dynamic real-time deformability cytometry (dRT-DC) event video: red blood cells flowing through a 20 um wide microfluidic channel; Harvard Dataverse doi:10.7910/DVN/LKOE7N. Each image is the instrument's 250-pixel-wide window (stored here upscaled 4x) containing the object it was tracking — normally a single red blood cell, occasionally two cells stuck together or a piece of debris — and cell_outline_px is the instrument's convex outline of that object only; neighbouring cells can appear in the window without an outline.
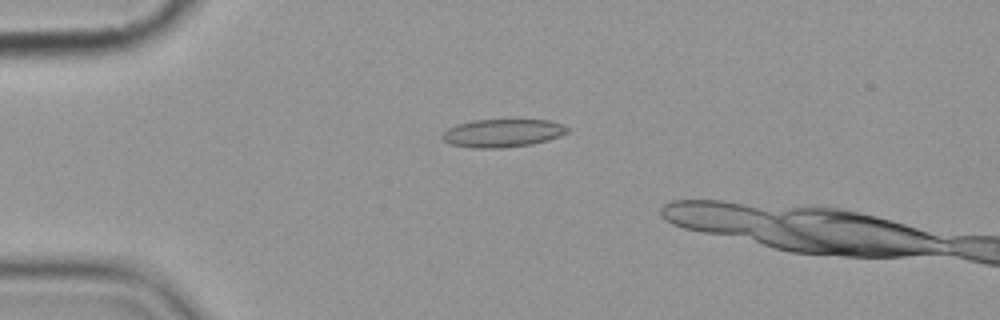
{"species": "common noctule bat (a hibernating species)", "species_latin": "Nyctalus noctula", "temperature_condition": "cold", "stored_images_in_passage": 5, "camera_frame_rate_fps": 3000, "um_per_image_px": 0.085, "animal": {"sex": "female", "body_mass_g": 19.9}, "frame": {"image": 1, "passage_image": 3, "time_ms": 3.333, "image_size_px": [1000, 320], "cell_outline_px": [[568, 132], [560, 136], [548, 140], [532, 144], [500, 148], [472, 148], [448, 144], [440, 136], [448, 128], [456, 124], [472, 120], [548, 120], [564, 124], [568, 128]], "centroid_in_image_um": [42.7, 11.31], "position_along_channel_um": 42.3, "area_um2": 20.58}}